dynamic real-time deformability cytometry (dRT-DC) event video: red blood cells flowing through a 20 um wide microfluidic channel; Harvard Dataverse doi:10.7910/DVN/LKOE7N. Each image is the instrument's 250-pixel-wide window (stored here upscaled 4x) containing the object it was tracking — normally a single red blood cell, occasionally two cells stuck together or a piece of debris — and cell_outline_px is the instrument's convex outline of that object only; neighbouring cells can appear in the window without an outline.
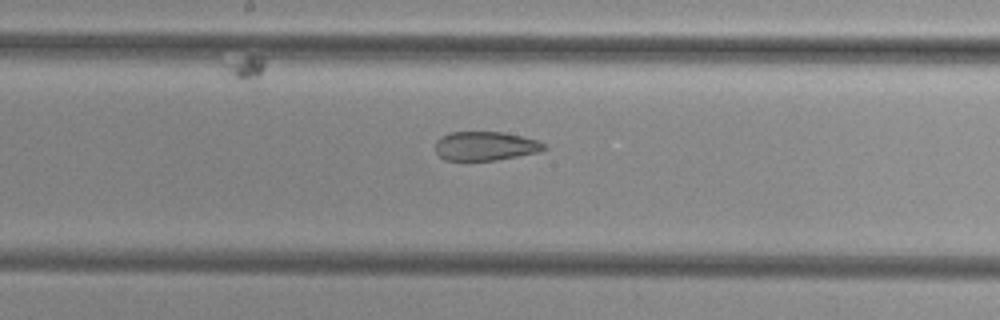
{"species": "common noctule bat (a hibernating species)", "species_latin": "Nyctalus noctula", "temperature_condition": "cold", "stored_images_in_passage": 9, "camera_frame_rate_fps": 3000, "um_per_image_px": 0.085, "animal": {"sex": "female", "body_mass_g": 29.2, "forearm_length_mm": 56.3}, "frame": {"image": 1, "passage_image": 9, "time_ms": 2.667, "image_size_px": [1000, 320], "cell_outline_px": [[548, 148], [540, 152], [496, 160], [444, 160], [436, 152], [436, 140], [440, 136], [448, 132], [504, 132], [540, 140]], "centroid_in_image_um": [41.27, 12.4], "position_along_channel_um": 206.9, "area_um2": 18.55}}